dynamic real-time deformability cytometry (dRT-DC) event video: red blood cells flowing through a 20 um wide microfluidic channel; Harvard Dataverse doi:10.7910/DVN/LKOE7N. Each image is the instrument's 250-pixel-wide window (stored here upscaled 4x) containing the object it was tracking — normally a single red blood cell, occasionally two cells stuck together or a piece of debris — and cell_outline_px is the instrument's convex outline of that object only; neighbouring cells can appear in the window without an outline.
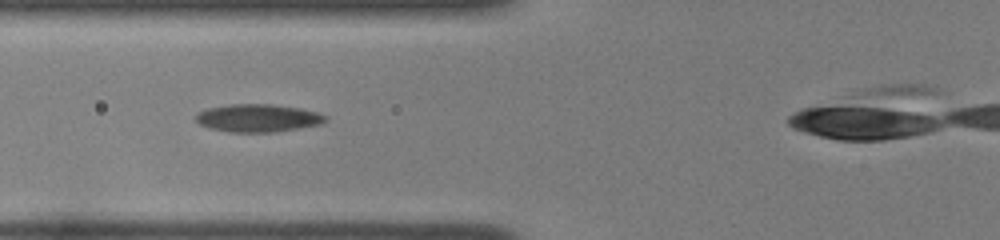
{"species": "common noctule bat (a hibernating species)", "species_latin": "Nyctalus noctula", "temperature_condition": "room temperature", "stored_images_in_passage": 40, "camera_frame_rate_fps": 3000, "um_per_image_px": 0.085, "animal": {"sex": "female", "body_mass_g": 22.0, "forearm_length_mm": 56.7}, "frame": {"image": 1, "passage_image": 15, "time_ms": 4.667, "image_size_px": [1000, 240], "cell_outline_px": [[328, 120], [324, 124], [276, 132], [228, 132], [208, 128], [200, 124], [196, 120], [196, 112], [208, 108], [232, 104], [272, 104], [300, 108], [316, 112], [328, 116]], "centroid_in_image_um": [21.95, 10.04], "position_along_channel_um": 103.8, "area_um2": 21.27}}
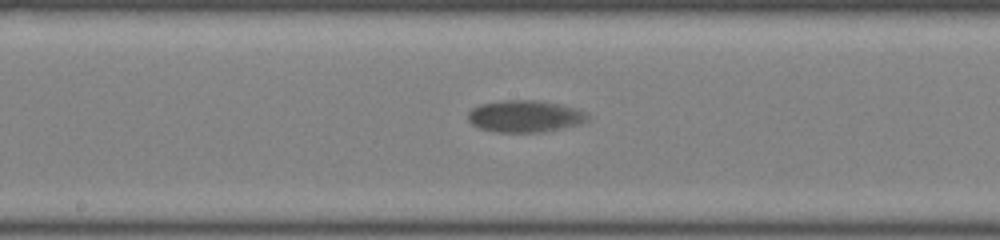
{"frame": {"image": 2, "passage_image": 23, "time_ms": 7.333, "image_size_px": [1000, 240], "cell_outline_px": [[588, 120], [580, 124], [564, 128], [544, 132], [496, 132], [480, 128], [472, 124], [468, 120], [468, 112], [472, 108], [480, 104], [504, 100], [536, 100], [560, 104], [576, 108], [584, 112], [588, 116]], "centroid_in_image_um": [44.62, 9.88], "position_along_channel_um": 203.6, "area_um2": 22.31}}
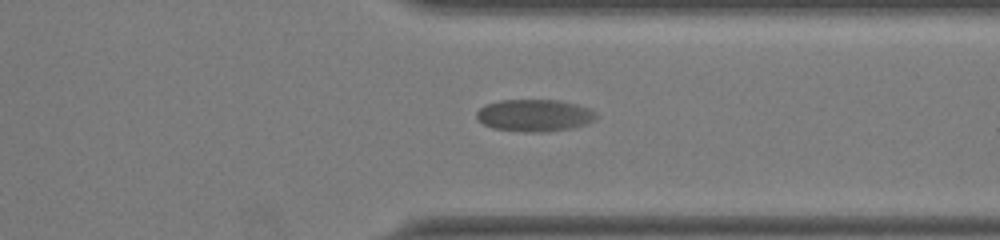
{"frame": {"image": 3, "passage_image": 36, "time_ms": 11.667, "image_size_px": [1000, 240], "cell_outline_px": [[600, 116], [584, 124], [572, 128], [548, 132], [524, 132], [492, 128], [476, 120], [476, 112], [484, 104], [500, 100], [560, 100], [576, 104], [588, 108], [596, 112]], "centroid_in_image_um": [45.4, 9.81], "position_along_channel_um": 366.0, "area_um2": 22.6}, "authors_computed_cell_mechanics": {"area_um2": 22.0796, "velocity_mm_per_s": 3.7334, "shape_relaxation_time_tau1_ms": 3.4035, "shape_relaxation_time_tau2_ms": null, "deformation_change_tau1": 0.1012, "deformation_change_tau2": null}}